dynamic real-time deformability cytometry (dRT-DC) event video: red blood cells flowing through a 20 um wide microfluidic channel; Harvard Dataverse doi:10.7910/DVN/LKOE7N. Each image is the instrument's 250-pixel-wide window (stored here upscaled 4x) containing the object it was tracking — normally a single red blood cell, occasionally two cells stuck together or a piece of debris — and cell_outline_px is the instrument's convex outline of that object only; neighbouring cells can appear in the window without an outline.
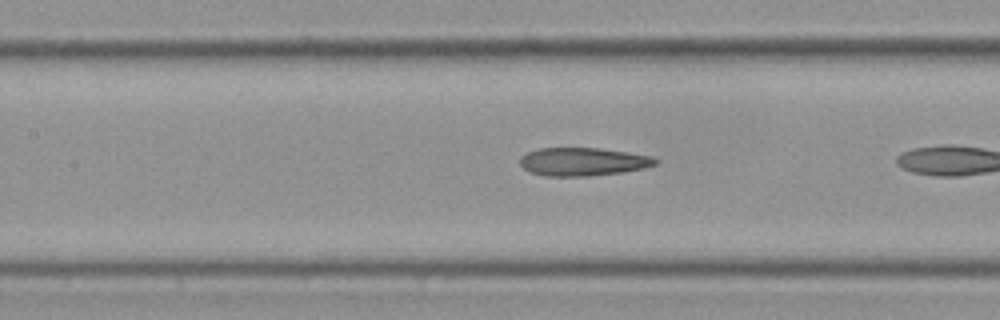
{"species": "Egyptian fruit bat (a non-hibernating species)", "species_latin": "Rousettus aegyptiacus", "temperature_condition": "cold", "stored_images_in_passage": 10, "camera_frame_rate_fps": 3000, "um_per_image_px": 0.085, "frame": {"image": 1, "passage_image": 6, "time_ms": 1.667, "image_size_px": [1000, 320], "cell_outline_px": [[656, 164], [644, 168], [624, 172], [588, 176], [544, 176], [528, 172], [520, 164], [520, 156], [528, 152], [540, 148], [600, 148], [628, 152], [652, 156], [656, 160]], "centroid_in_image_um": [49.52, 13.75], "position_along_channel_um": 157.9, "area_um2": 22.31}}